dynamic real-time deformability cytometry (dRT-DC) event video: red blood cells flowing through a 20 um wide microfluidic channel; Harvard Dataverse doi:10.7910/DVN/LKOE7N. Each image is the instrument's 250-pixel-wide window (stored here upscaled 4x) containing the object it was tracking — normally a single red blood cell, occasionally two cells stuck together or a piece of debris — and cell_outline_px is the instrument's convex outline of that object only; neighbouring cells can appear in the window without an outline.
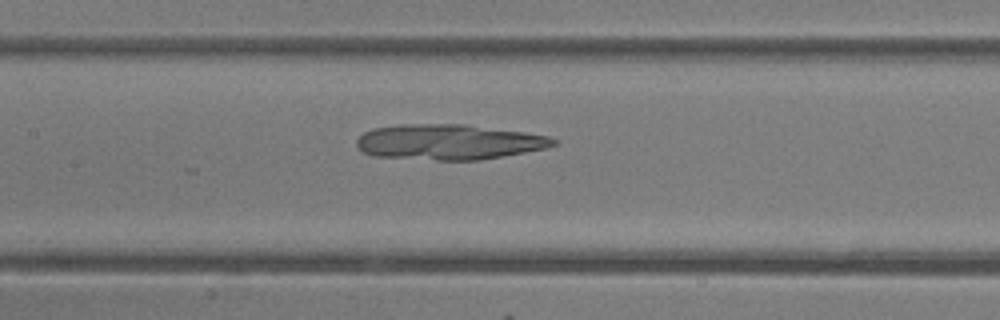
{"species": "common noctule bat (a hibernating species)", "species_latin": "Nyctalus noctula", "temperature_condition": "room temperature", "stored_images_in_passage": 48, "camera_frame_rate_fps": 3000, "um_per_image_px": 0.085, "animal": {"sex": "female"}, "frame": {"image": 1, "passage_image": 23, "time_ms": 7.333, "image_size_px": [1000, 320], "cell_outline_px": [[556, 144], [544, 148], [524, 152], [480, 160], [436, 160], [372, 156], [364, 152], [356, 144], [356, 140], [364, 132], [372, 128], [400, 124], [468, 124], [524, 132], [548, 136], [556, 140]], "centroid_in_image_um": [38.11, 12.06], "position_along_channel_um": 169.3, "area_um2": 40.52}}
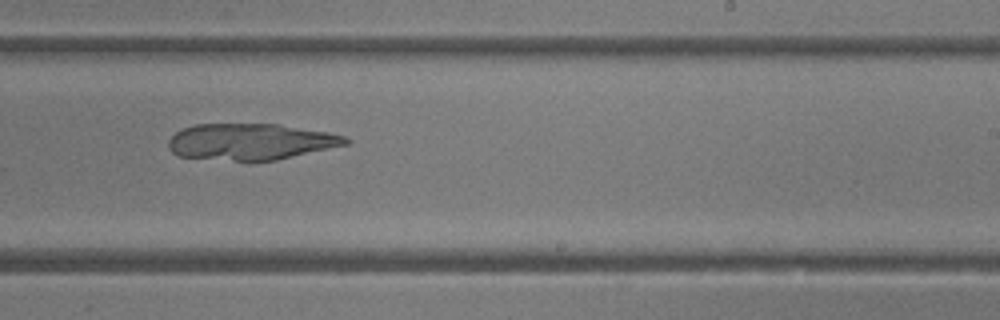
{"frame": {"image": 2, "passage_image": 30, "time_ms": 9.667, "image_size_px": [1000, 320], "cell_outline_px": [[352, 140], [348, 144], [276, 160], [236, 160], [176, 156], [168, 148], [168, 140], [176, 132], [184, 128], [196, 124], [276, 124], [328, 132], [344, 136]], "centroid_in_image_um": [21.3, 12.04], "position_along_channel_um": 267.7, "area_um2": 37.17}}
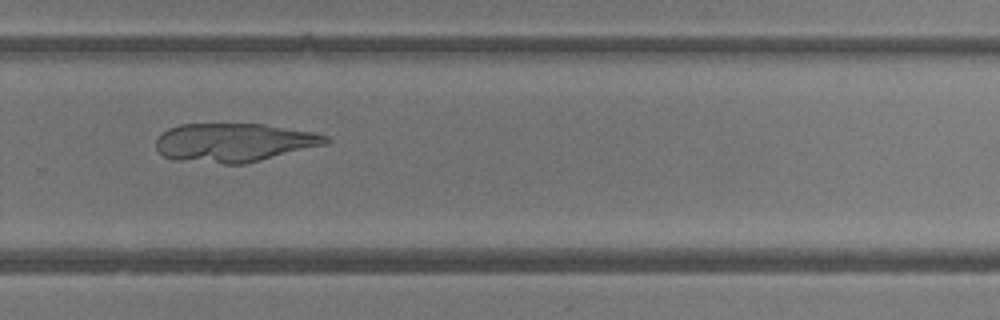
{"frame": {"image": 3, "passage_image": 33, "time_ms": 10.667, "image_size_px": [1000, 320], "cell_outline_px": [[332, 140], [328, 144], [244, 164], [224, 164], [172, 160], [164, 156], [156, 148], [156, 140], [168, 128], [180, 124], [264, 124], [312, 132], [328, 136]], "centroid_in_image_um": [19.9, 12.12], "position_along_channel_um": 309.9, "area_um2": 38.38}}